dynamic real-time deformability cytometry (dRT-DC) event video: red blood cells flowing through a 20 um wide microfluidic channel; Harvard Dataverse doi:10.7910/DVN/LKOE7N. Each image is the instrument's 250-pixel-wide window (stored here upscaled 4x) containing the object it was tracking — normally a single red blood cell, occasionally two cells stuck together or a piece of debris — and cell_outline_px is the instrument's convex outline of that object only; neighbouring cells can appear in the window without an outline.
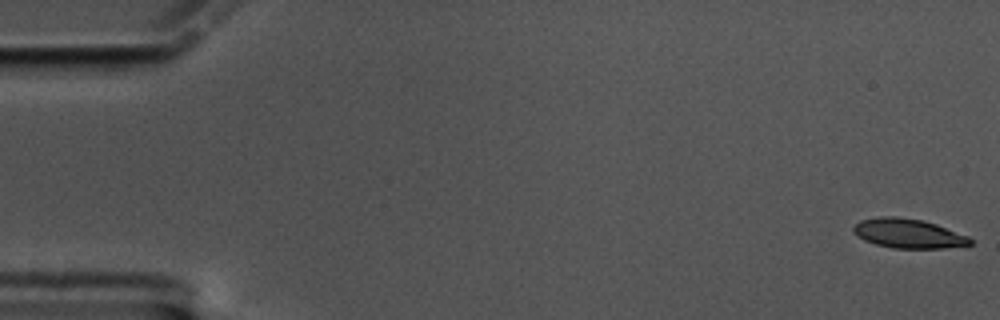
{"species": "common noctule bat (a hibernating species)", "species_latin": "Nyctalus noctula", "temperature_condition": "cold", "stored_images_in_passage": 59, "camera_frame_rate_fps": 3000, "um_per_image_px": 0.085, "animal": {"sex": "male", "body_mass_g": 17.5, "forearm_length_mm": 52.3}, "frame": {"image": 1, "passage_image": 1, "time_ms": 0.0, "image_size_px": [1000, 320], "cell_outline_px": [[972, 244], [944, 248], [892, 248], [876, 244], [864, 240], [852, 232], [852, 228], [860, 220], [880, 216], [896, 216], [924, 220], [936, 224], [968, 236], [972, 240]], "centroid_in_image_um": [77.18, 19.83], "position_along_channel_um": 7.8, "area_um2": 20.0}}
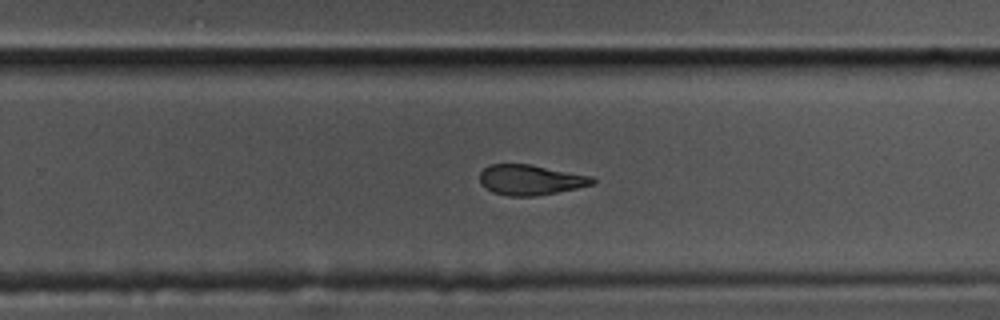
{"frame": {"image": 2, "passage_image": 38, "time_ms": 12.333, "image_size_px": [1000, 320], "cell_outline_px": [[596, 180], [592, 184], [576, 188], [556, 192], [532, 196], [508, 196], [492, 192], [480, 184], [480, 172], [488, 164], [532, 164], [592, 176]], "centroid_in_image_um": [45.06, 15.27], "position_along_channel_um": 284.7, "area_um2": 19.88}}
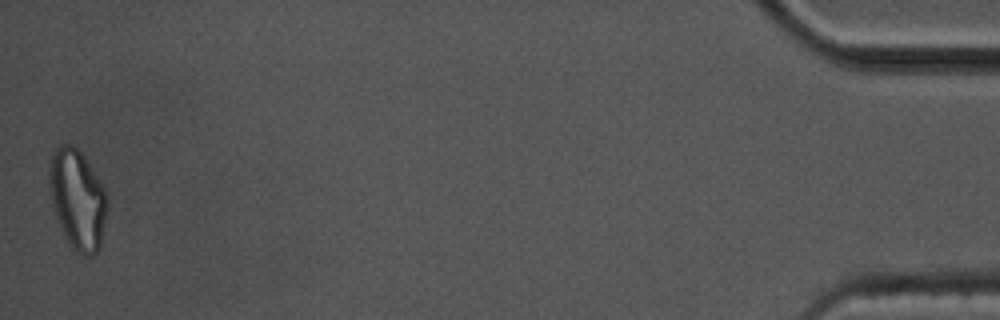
{"frame": {"image": 3, "passage_image": 59, "time_ms": 19.333, "image_size_px": [1000, 320], "cell_outline_px": [[108, 208], [100, 248], [92, 256], [84, 256], [76, 252], [72, 248], [64, 236], [56, 216], [52, 204], [48, 188], [48, 168], [52, 156], [56, 148], [60, 144], [72, 144], [84, 156], [104, 188], [108, 196]], "centroid_in_image_um": [6.59, 16.96], "position_along_channel_um": 428.6, "area_um2": 34.04}, "authors_computed_cell_mechanics": {"area_um2": 21.0392, "velocity_mm_per_s": 3.3883, "shape_relaxation_time_tau1_ms": 4.4417, "shape_relaxation_time_tau2_ms": 4.1567, "deformation_change_tau1": 0.1482, "deformation_change_tau2": 0.1296}}